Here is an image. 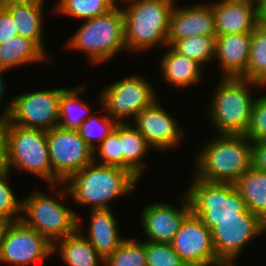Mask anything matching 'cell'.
<instances>
[{"label":"cell","instance_id":"obj_1","mask_svg":"<svg viewBox=\"0 0 266 266\" xmlns=\"http://www.w3.org/2000/svg\"><path fill=\"white\" fill-rule=\"evenodd\" d=\"M96 158L94 154L93 162L73 174L64 183L66 188L64 186L55 192H60L57 194L60 199L70 195L75 203L90 205L91 210H99L110 209V201L125 193H132L139 180L130 171L99 164Z\"/></svg>","mask_w":266,"mask_h":266},{"label":"cell","instance_id":"obj_2","mask_svg":"<svg viewBox=\"0 0 266 266\" xmlns=\"http://www.w3.org/2000/svg\"><path fill=\"white\" fill-rule=\"evenodd\" d=\"M196 156L197 178L234 184L251 168V141L245 135H218Z\"/></svg>","mask_w":266,"mask_h":266},{"label":"cell","instance_id":"obj_3","mask_svg":"<svg viewBox=\"0 0 266 266\" xmlns=\"http://www.w3.org/2000/svg\"><path fill=\"white\" fill-rule=\"evenodd\" d=\"M125 44L130 51H146L157 44L168 46L170 14L176 1L121 0Z\"/></svg>","mask_w":266,"mask_h":266},{"label":"cell","instance_id":"obj_4","mask_svg":"<svg viewBox=\"0 0 266 266\" xmlns=\"http://www.w3.org/2000/svg\"><path fill=\"white\" fill-rule=\"evenodd\" d=\"M250 85L261 86L241 77H222L219 81L208 107L210 120L219 135L246 134L255 101Z\"/></svg>","mask_w":266,"mask_h":266},{"label":"cell","instance_id":"obj_5","mask_svg":"<svg viewBox=\"0 0 266 266\" xmlns=\"http://www.w3.org/2000/svg\"><path fill=\"white\" fill-rule=\"evenodd\" d=\"M6 170H17L35 174L49 182L50 190L61 182L53 175L50 162L47 131L21 127L9 122L6 131V152L0 165Z\"/></svg>","mask_w":266,"mask_h":266},{"label":"cell","instance_id":"obj_6","mask_svg":"<svg viewBox=\"0 0 266 266\" xmlns=\"http://www.w3.org/2000/svg\"><path fill=\"white\" fill-rule=\"evenodd\" d=\"M84 22L69 39L66 47L85 52L94 64L105 63L121 50L127 49L123 10L118 5Z\"/></svg>","mask_w":266,"mask_h":266},{"label":"cell","instance_id":"obj_7","mask_svg":"<svg viewBox=\"0 0 266 266\" xmlns=\"http://www.w3.org/2000/svg\"><path fill=\"white\" fill-rule=\"evenodd\" d=\"M188 190L191 211L211 230L218 219L239 218L249 210L233 183L208 182L195 175Z\"/></svg>","mask_w":266,"mask_h":266},{"label":"cell","instance_id":"obj_8","mask_svg":"<svg viewBox=\"0 0 266 266\" xmlns=\"http://www.w3.org/2000/svg\"><path fill=\"white\" fill-rule=\"evenodd\" d=\"M21 221L45 236L52 244L78 230L79 216L57 199L33 191L29 197L22 199Z\"/></svg>","mask_w":266,"mask_h":266},{"label":"cell","instance_id":"obj_9","mask_svg":"<svg viewBox=\"0 0 266 266\" xmlns=\"http://www.w3.org/2000/svg\"><path fill=\"white\" fill-rule=\"evenodd\" d=\"M150 82L140 75H133L104 87L100 94V106L117 123H124V118L133 117L156 100Z\"/></svg>","mask_w":266,"mask_h":266},{"label":"cell","instance_id":"obj_10","mask_svg":"<svg viewBox=\"0 0 266 266\" xmlns=\"http://www.w3.org/2000/svg\"><path fill=\"white\" fill-rule=\"evenodd\" d=\"M47 143L52 173L60 185L94 161V150L77 130L56 126L47 131Z\"/></svg>","mask_w":266,"mask_h":266},{"label":"cell","instance_id":"obj_11","mask_svg":"<svg viewBox=\"0 0 266 266\" xmlns=\"http://www.w3.org/2000/svg\"><path fill=\"white\" fill-rule=\"evenodd\" d=\"M64 89L39 90L12 98L5 108L10 123L45 131L58 126L59 100Z\"/></svg>","mask_w":266,"mask_h":266},{"label":"cell","instance_id":"obj_12","mask_svg":"<svg viewBox=\"0 0 266 266\" xmlns=\"http://www.w3.org/2000/svg\"><path fill=\"white\" fill-rule=\"evenodd\" d=\"M53 253V244L21 220L5 225L0 240V262L30 266Z\"/></svg>","mask_w":266,"mask_h":266},{"label":"cell","instance_id":"obj_13","mask_svg":"<svg viewBox=\"0 0 266 266\" xmlns=\"http://www.w3.org/2000/svg\"><path fill=\"white\" fill-rule=\"evenodd\" d=\"M264 232L266 223L250 211L239 218L218 219L211 229L217 258L225 266H233L246 244Z\"/></svg>","mask_w":266,"mask_h":266},{"label":"cell","instance_id":"obj_14","mask_svg":"<svg viewBox=\"0 0 266 266\" xmlns=\"http://www.w3.org/2000/svg\"><path fill=\"white\" fill-rule=\"evenodd\" d=\"M170 244L185 265L225 266L216 256L211 230L192 211Z\"/></svg>","mask_w":266,"mask_h":266},{"label":"cell","instance_id":"obj_15","mask_svg":"<svg viewBox=\"0 0 266 266\" xmlns=\"http://www.w3.org/2000/svg\"><path fill=\"white\" fill-rule=\"evenodd\" d=\"M133 120L135 122L134 127L154 149L162 151L174 149L179 145L184 135L178 122L161 107L158 99L138 113Z\"/></svg>","mask_w":266,"mask_h":266},{"label":"cell","instance_id":"obj_16","mask_svg":"<svg viewBox=\"0 0 266 266\" xmlns=\"http://www.w3.org/2000/svg\"><path fill=\"white\" fill-rule=\"evenodd\" d=\"M183 196L181 209L168 203H152L142 210L141 225L149 242L170 244L184 218L191 212L187 194Z\"/></svg>","mask_w":266,"mask_h":266},{"label":"cell","instance_id":"obj_17","mask_svg":"<svg viewBox=\"0 0 266 266\" xmlns=\"http://www.w3.org/2000/svg\"><path fill=\"white\" fill-rule=\"evenodd\" d=\"M193 35L216 36L212 6L207 3L187 7L174 5L170 14L168 45Z\"/></svg>","mask_w":266,"mask_h":266},{"label":"cell","instance_id":"obj_18","mask_svg":"<svg viewBox=\"0 0 266 266\" xmlns=\"http://www.w3.org/2000/svg\"><path fill=\"white\" fill-rule=\"evenodd\" d=\"M216 36L251 33L258 25L256 0H221L211 3Z\"/></svg>","mask_w":266,"mask_h":266},{"label":"cell","instance_id":"obj_19","mask_svg":"<svg viewBox=\"0 0 266 266\" xmlns=\"http://www.w3.org/2000/svg\"><path fill=\"white\" fill-rule=\"evenodd\" d=\"M251 33L216 36L215 58L222 77H241L247 69Z\"/></svg>","mask_w":266,"mask_h":266},{"label":"cell","instance_id":"obj_20","mask_svg":"<svg viewBox=\"0 0 266 266\" xmlns=\"http://www.w3.org/2000/svg\"><path fill=\"white\" fill-rule=\"evenodd\" d=\"M45 0H22L8 3L3 7L14 20L18 35L32 40L45 54L43 36V6Z\"/></svg>","mask_w":266,"mask_h":266},{"label":"cell","instance_id":"obj_21","mask_svg":"<svg viewBox=\"0 0 266 266\" xmlns=\"http://www.w3.org/2000/svg\"><path fill=\"white\" fill-rule=\"evenodd\" d=\"M87 236H84L97 252L105 258L113 253L126 238L118 235L116 219L111 209L91 210Z\"/></svg>","mask_w":266,"mask_h":266},{"label":"cell","instance_id":"obj_22","mask_svg":"<svg viewBox=\"0 0 266 266\" xmlns=\"http://www.w3.org/2000/svg\"><path fill=\"white\" fill-rule=\"evenodd\" d=\"M80 222V218H78V230L76 232L53 243V252L58 251L61 260L68 266H99V261L101 264L104 263V258L80 233L81 227H83Z\"/></svg>","mask_w":266,"mask_h":266},{"label":"cell","instance_id":"obj_23","mask_svg":"<svg viewBox=\"0 0 266 266\" xmlns=\"http://www.w3.org/2000/svg\"><path fill=\"white\" fill-rule=\"evenodd\" d=\"M160 62L163 78L174 87H188L201 81L203 68L198 62L177 53L170 45Z\"/></svg>","mask_w":266,"mask_h":266},{"label":"cell","instance_id":"obj_24","mask_svg":"<svg viewBox=\"0 0 266 266\" xmlns=\"http://www.w3.org/2000/svg\"><path fill=\"white\" fill-rule=\"evenodd\" d=\"M48 58L30 39L20 35L0 44V69L12 70L25 64L41 62Z\"/></svg>","mask_w":266,"mask_h":266},{"label":"cell","instance_id":"obj_25","mask_svg":"<svg viewBox=\"0 0 266 266\" xmlns=\"http://www.w3.org/2000/svg\"><path fill=\"white\" fill-rule=\"evenodd\" d=\"M120 141L123 153V169L130 171L139 180L145 170L142 158L146 156L151 146L144 136L127 122L120 123Z\"/></svg>","mask_w":266,"mask_h":266},{"label":"cell","instance_id":"obj_26","mask_svg":"<svg viewBox=\"0 0 266 266\" xmlns=\"http://www.w3.org/2000/svg\"><path fill=\"white\" fill-rule=\"evenodd\" d=\"M234 184L247 209L266 223V172L251 167Z\"/></svg>","mask_w":266,"mask_h":266},{"label":"cell","instance_id":"obj_27","mask_svg":"<svg viewBox=\"0 0 266 266\" xmlns=\"http://www.w3.org/2000/svg\"><path fill=\"white\" fill-rule=\"evenodd\" d=\"M85 87L87 86L80 85L79 87H73L71 89L65 88L62 91L59 100V127L77 130L83 121L91 115L89 114L91 109L87 106V102H82L79 96L81 95L80 93L84 91Z\"/></svg>","mask_w":266,"mask_h":266},{"label":"cell","instance_id":"obj_28","mask_svg":"<svg viewBox=\"0 0 266 266\" xmlns=\"http://www.w3.org/2000/svg\"><path fill=\"white\" fill-rule=\"evenodd\" d=\"M241 78L266 86V28L259 24L251 32L247 69Z\"/></svg>","mask_w":266,"mask_h":266},{"label":"cell","instance_id":"obj_29","mask_svg":"<svg viewBox=\"0 0 266 266\" xmlns=\"http://www.w3.org/2000/svg\"><path fill=\"white\" fill-rule=\"evenodd\" d=\"M216 36L193 35L175 41L171 47L179 54L198 62L202 67L215 59Z\"/></svg>","mask_w":266,"mask_h":266},{"label":"cell","instance_id":"obj_30","mask_svg":"<svg viewBox=\"0 0 266 266\" xmlns=\"http://www.w3.org/2000/svg\"><path fill=\"white\" fill-rule=\"evenodd\" d=\"M117 0H58L55 4V11L59 14L79 18V19H92L102 15L117 4Z\"/></svg>","mask_w":266,"mask_h":266},{"label":"cell","instance_id":"obj_31","mask_svg":"<svg viewBox=\"0 0 266 266\" xmlns=\"http://www.w3.org/2000/svg\"><path fill=\"white\" fill-rule=\"evenodd\" d=\"M105 266H147L145 241L125 239L111 254L104 258Z\"/></svg>","mask_w":266,"mask_h":266},{"label":"cell","instance_id":"obj_32","mask_svg":"<svg viewBox=\"0 0 266 266\" xmlns=\"http://www.w3.org/2000/svg\"><path fill=\"white\" fill-rule=\"evenodd\" d=\"M118 123L107 114L104 116L90 115L77 129L83 140L95 150L116 127ZM98 138V139H97ZM95 141H98L95 142Z\"/></svg>","mask_w":266,"mask_h":266},{"label":"cell","instance_id":"obj_33","mask_svg":"<svg viewBox=\"0 0 266 266\" xmlns=\"http://www.w3.org/2000/svg\"><path fill=\"white\" fill-rule=\"evenodd\" d=\"M9 172L0 166V217L7 223L20 221L22 217V200L17 199L7 183Z\"/></svg>","mask_w":266,"mask_h":266},{"label":"cell","instance_id":"obj_34","mask_svg":"<svg viewBox=\"0 0 266 266\" xmlns=\"http://www.w3.org/2000/svg\"><path fill=\"white\" fill-rule=\"evenodd\" d=\"M98 149L99 164L119 167L123 169V153L120 141V123L115 129L99 144L94 150Z\"/></svg>","mask_w":266,"mask_h":266},{"label":"cell","instance_id":"obj_35","mask_svg":"<svg viewBox=\"0 0 266 266\" xmlns=\"http://www.w3.org/2000/svg\"><path fill=\"white\" fill-rule=\"evenodd\" d=\"M147 266H184L171 244L145 241Z\"/></svg>","mask_w":266,"mask_h":266},{"label":"cell","instance_id":"obj_36","mask_svg":"<svg viewBox=\"0 0 266 266\" xmlns=\"http://www.w3.org/2000/svg\"><path fill=\"white\" fill-rule=\"evenodd\" d=\"M245 136L251 142L266 139V95L255 99L252 105L250 125Z\"/></svg>","mask_w":266,"mask_h":266},{"label":"cell","instance_id":"obj_37","mask_svg":"<svg viewBox=\"0 0 266 266\" xmlns=\"http://www.w3.org/2000/svg\"><path fill=\"white\" fill-rule=\"evenodd\" d=\"M251 167L266 172V139L251 142Z\"/></svg>","mask_w":266,"mask_h":266},{"label":"cell","instance_id":"obj_38","mask_svg":"<svg viewBox=\"0 0 266 266\" xmlns=\"http://www.w3.org/2000/svg\"><path fill=\"white\" fill-rule=\"evenodd\" d=\"M17 35L18 32L10 13L3 6H0V44Z\"/></svg>","mask_w":266,"mask_h":266},{"label":"cell","instance_id":"obj_39","mask_svg":"<svg viewBox=\"0 0 266 266\" xmlns=\"http://www.w3.org/2000/svg\"><path fill=\"white\" fill-rule=\"evenodd\" d=\"M9 113L5 110L0 117V165L4 160L6 152V131L9 124Z\"/></svg>","mask_w":266,"mask_h":266},{"label":"cell","instance_id":"obj_40","mask_svg":"<svg viewBox=\"0 0 266 266\" xmlns=\"http://www.w3.org/2000/svg\"><path fill=\"white\" fill-rule=\"evenodd\" d=\"M257 1L258 24L266 28V0Z\"/></svg>","mask_w":266,"mask_h":266},{"label":"cell","instance_id":"obj_41","mask_svg":"<svg viewBox=\"0 0 266 266\" xmlns=\"http://www.w3.org/2000/svg\"><path fill=\"white\" fill-rule=\"evenodd\" d=\"M6 70H2V69H0V103L2 102L1 100H2V98H3V96H4V93H5V84L6 83H4V78H3V76H2V74L5 72Z\"/></svg>","mask_w":266,"mask_h":266},{"label":"cell","instance_id":"obj_42","mask_svg":"<svg viewBox=\"0 0 266 266\" xmlns=\"http://www.w3.org/2000/svg\"><path fill=\"white\" fill-rule=\"evenodd\" d=\"M6 224H7V222L0 217V240H1V235H2L3 229H4Z\"/></svg>","mask_w":266,"mask_h":266},{"label":"cell","instance_id":"obj_43","mask_svg":"<svg viewBox=\"0 0 266 266\" xmlns=\"http://www.w3.org/2000/svg\"><path fill=\"white\" fill-rule=\"evenodd\" d=\"M18 1H22V0H0V6H3L8 3L18 2Z\"/></svg>","mask_w":266,"mask_h":266}]
</instances>
